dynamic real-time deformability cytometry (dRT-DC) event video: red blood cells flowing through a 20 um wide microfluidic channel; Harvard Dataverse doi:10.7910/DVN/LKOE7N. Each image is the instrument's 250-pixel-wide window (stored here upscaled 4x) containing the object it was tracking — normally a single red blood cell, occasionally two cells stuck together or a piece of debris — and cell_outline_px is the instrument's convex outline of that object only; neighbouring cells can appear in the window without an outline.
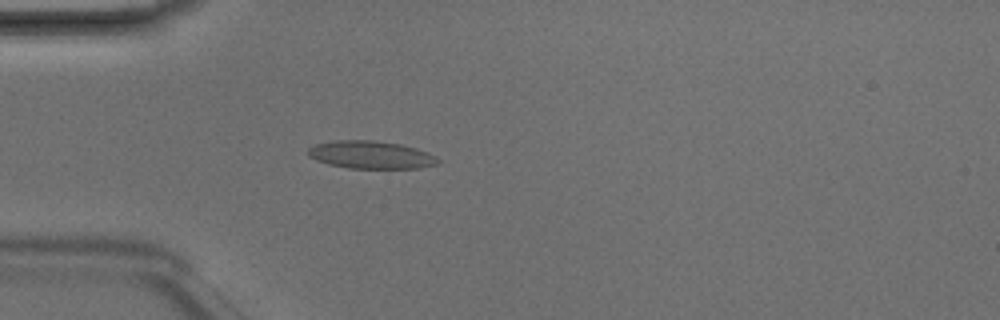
{"species": "Egyptian fruit bat (a non-hibernating species)", "species_latin": "Rousettus aegyptiacus", "temperature_condition": "room temperature", "stored_images_in_passage": 4, "camera_frame_rate_fps": 3000, "um_per_image_px": 0.085, "animal": {"sex": "male"}, "frame": {"image": 1, "passage_image": 4, "time_ms": 1.0, "image_size_px": [1000, 320], "cell_outline_px": [[440, 164], [420, 168], [348, 168], [328, 164], [316, 160], [308, 156], [308, 148], [316, 144], [336, 140], [372, 140], [400, 144], [416, 148], [428, 152], [436, 156], [440, 160]], "centroid_in_image_um": [31.55, 13.16], "position_along_channel_um": 53.4, "area_um2": 21.1}}